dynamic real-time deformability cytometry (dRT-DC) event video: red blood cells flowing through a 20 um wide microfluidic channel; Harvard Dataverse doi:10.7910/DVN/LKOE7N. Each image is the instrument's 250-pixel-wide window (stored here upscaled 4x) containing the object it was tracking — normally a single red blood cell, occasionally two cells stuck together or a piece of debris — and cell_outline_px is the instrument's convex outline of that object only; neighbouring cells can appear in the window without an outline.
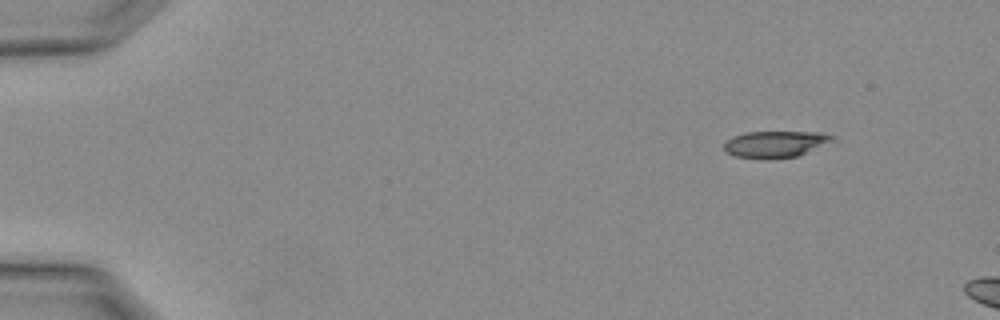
{"species": "Egyptian fruit bat (a non-hibernating species)", "species_latin": "Rousettus aegyptiacus", "temperature_condition": "warm", "stored_images_in_passage": 2, "camera_frame_rate_fps": 3000, "um_per_image_px": 0.085, "animal": {"sex": "female"}, "frame": {"image": 1, "passage_image": 1, "time_ms": 0.0, "image_size_px": [1000, 320], "cell_outline_px": [[836, 136], [832, 140], [796, 156], [764, 160], [736, 156], [724, 152], [724, 140], [732, 136], [744, 132], [820, 132]], "centroid_in_image_um": [65.79, 12.25], "position_along_channel_um": 19.2, "area_um2": 16.76}}